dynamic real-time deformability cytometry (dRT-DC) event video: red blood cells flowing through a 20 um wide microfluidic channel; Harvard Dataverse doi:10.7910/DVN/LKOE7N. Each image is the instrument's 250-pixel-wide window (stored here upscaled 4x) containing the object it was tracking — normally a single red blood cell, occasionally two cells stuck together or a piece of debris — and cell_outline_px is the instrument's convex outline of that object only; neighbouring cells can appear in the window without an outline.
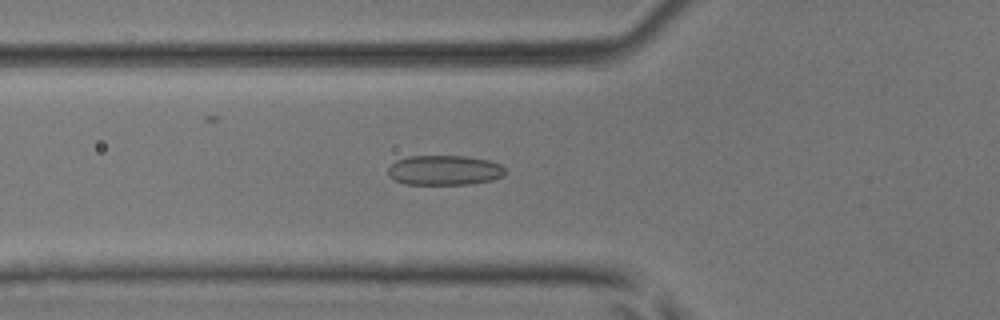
{"species": "common noctule bat (a hibernating species)", "species_latin": "Nyctalus noctula", "temperature_condition": "room temperature", "stored_images_in_passage": 35, "camera_frame_rate_fps": 3000, "um_per_image_px": 0.085, "animal": {"sex": "male", "body_mass_g": 17.9, "forearm_length_mm": 54.2}, "frame": {"image": 1, "passage_image": 19, "time_ms": 6.0, "image_size_px": [1000, 320], "cell_outline_px": [[504, 176], [492, 180], [472, 184], [404, 184], [396, 180], [388, 172], [388, 168], [396, 160], [408, 156], [468, 156], [488, 160], [500, 164], [504, 168]], "centroid_in_image_um": [37.8, 14.46], "position_along_channel_um": 88.0, "area_um2": 20.35}}
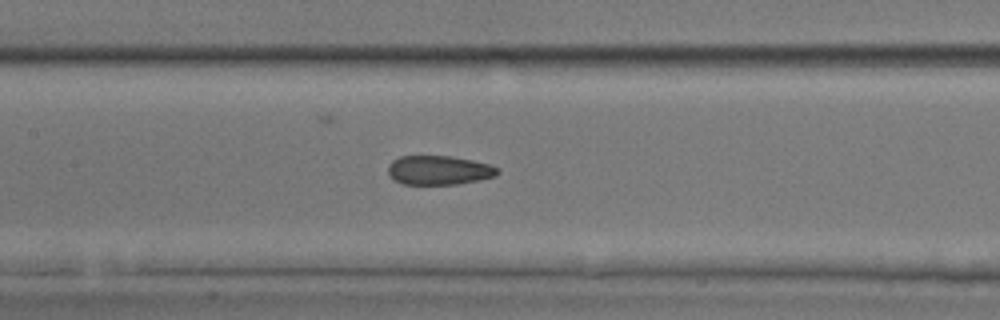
{"frame": {"image": 2, "passage_image": 25, "time_ms": 8.0, "image_size_px": [1000, 320], "cell_outline_px": [[500, 172], [496, 176], [480, 180], [456, 184], [404, 184], [396, 180], [388, 172], [388, 164], [392, 160], [400, 156], [452, 156], [472, 160], [488, 164], [500, 168]], "centroid_in_image_um": [37.34, 14.46], "position_along_channel_um": 170.1, "area_um2": 18.61}}
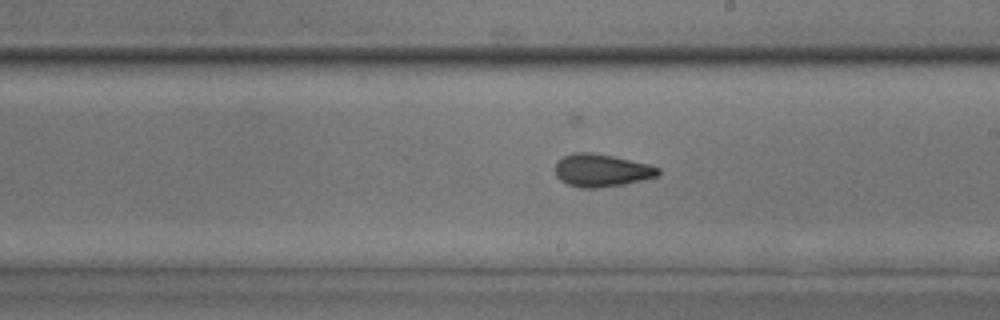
{"frame": {"image": 3, "passage_image": 30, "time_ms": 9.667, "image_size_px": [1000, 320], "cell_outline_px": [[660, 176], [624, 184], [596, 188], [584, 188], [568, 184], [560, 180], [556, 176], [556, 160], [572, 152], [592, 152], [612, 156], [648, 164], [660, 168]], "centroid_in_image_um": [51.13, 14.47], "position_along_channel_um": 237.9, "area_um2": 19.65}}